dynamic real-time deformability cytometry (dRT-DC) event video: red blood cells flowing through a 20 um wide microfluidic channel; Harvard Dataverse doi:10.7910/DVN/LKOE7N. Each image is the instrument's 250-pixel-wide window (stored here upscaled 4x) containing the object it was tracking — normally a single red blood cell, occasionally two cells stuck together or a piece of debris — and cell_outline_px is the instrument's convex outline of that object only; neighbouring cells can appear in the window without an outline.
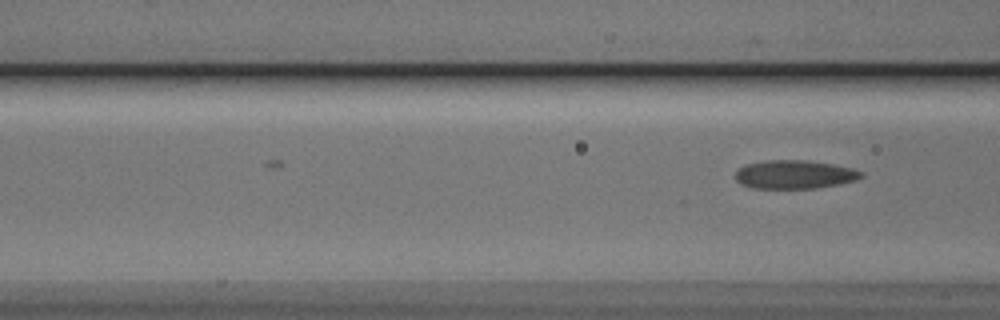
{"species": "Egyptian fruit bat (a non-hibernating species)", "species_latin": "Rousettus aegyptiacus", "temperature_condition": "cold", "stored_images_in_passage": 5, "camera_frame_rate_fps": 3000, "um_per_image_px": 0.085, "animal": {"sex": "male"}, "frame": {"image": 1, "passage_image": 5, "time_ms": 1.333, "image_size_px": [1000, 320], "cell_outline_px": [[864, 176], [856, 180], [816, 188], [752, 188], [740, 184], [736, 180], [736, 172], [744, 164], [764, 160], [808, 160], [832, 164], [852, 168], [864, 172]], "centroid_in_image_um": [67.52, 14.82], "position_along_channel_um": 99.1, "area_um2": 20.98}}